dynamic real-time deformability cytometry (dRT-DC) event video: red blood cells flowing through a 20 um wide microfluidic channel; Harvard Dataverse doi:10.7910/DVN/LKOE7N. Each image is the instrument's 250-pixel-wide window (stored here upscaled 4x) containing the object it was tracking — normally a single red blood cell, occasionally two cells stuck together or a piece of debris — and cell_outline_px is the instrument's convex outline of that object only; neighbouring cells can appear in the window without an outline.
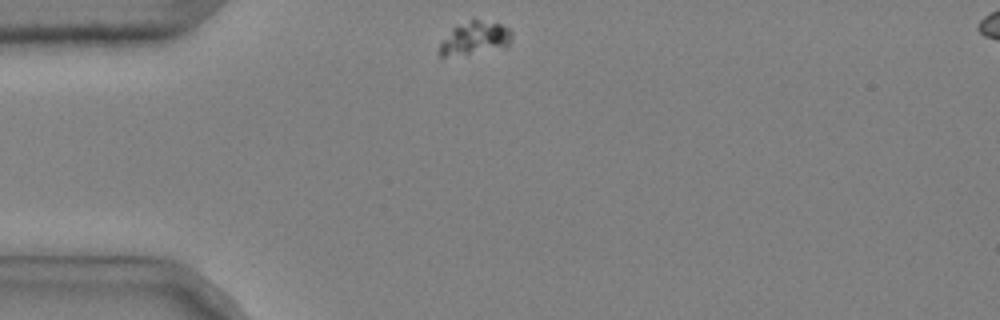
{"species": "common noctule bat (a hibernating species)", "species_latin": "Nyctalus noctula", "temperature_condition": "cold", "stored_images_in_passage": 2, "camera_frame_rate_fps": 3000, "um_per_image_px": 0.085, "animal": {"sex": "male", "body_mass_g": 20.4}, "frame": {"image": 1, "passage_image": 1, "time_ms": 0.0, "image_size_px": [1000, 320], "cell_outline_px": [[512, 40], [508, 48], [444, 56], [440, 56], [436, 52], [440, 44], [452, 28], [472, 16], [500, 24], [508, 28], [512, 32]], "centroid_in_image_um": [40.39, 3.2], "position_along_channel_um": 44.6, "area_um2": 14.39}}